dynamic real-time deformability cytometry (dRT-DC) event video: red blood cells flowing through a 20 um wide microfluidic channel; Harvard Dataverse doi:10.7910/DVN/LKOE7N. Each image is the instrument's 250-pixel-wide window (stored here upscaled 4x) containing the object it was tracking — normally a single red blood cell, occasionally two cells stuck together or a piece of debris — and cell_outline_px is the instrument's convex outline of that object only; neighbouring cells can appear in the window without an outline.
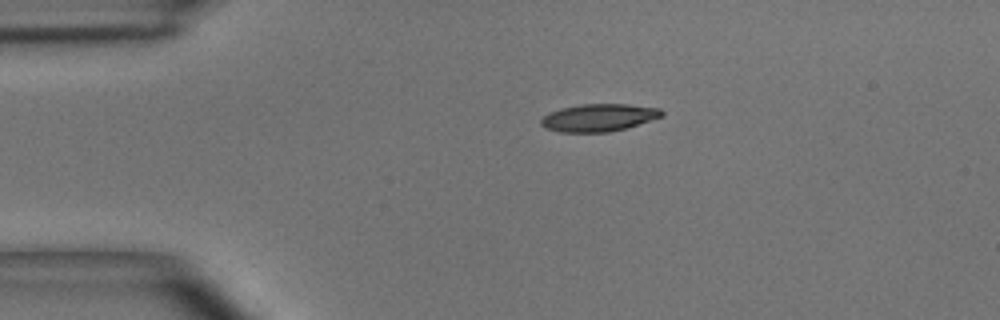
{"species": "common noctule bat (a hibernating species)", "species_latin": "Nyctalus noctula", "temperature_condition": "room temperature", "stored_images_in_passage": 7, "camera_frame_rate_fps": 3000, "um_per_image_px": 0.085, "animal": {"sex": "male", "body_mass_g": 15.6}, "frame": {"image": 1, "passage_image": 1, "time_ms": 0.0, "image_size_px": [1000, 320], "cell_outline_px": [[664, 116], [624, 128], [608, 132], [560, 132], [544, 128], [540, 124], [540, 120], [548, 112], [580, 104], [628, 104], [660, 108], [664, 112]], "centroid_in_image_um": [50.88, 9.99], "position_along_channel_um": 34.1, "area_um2": 19.31}}